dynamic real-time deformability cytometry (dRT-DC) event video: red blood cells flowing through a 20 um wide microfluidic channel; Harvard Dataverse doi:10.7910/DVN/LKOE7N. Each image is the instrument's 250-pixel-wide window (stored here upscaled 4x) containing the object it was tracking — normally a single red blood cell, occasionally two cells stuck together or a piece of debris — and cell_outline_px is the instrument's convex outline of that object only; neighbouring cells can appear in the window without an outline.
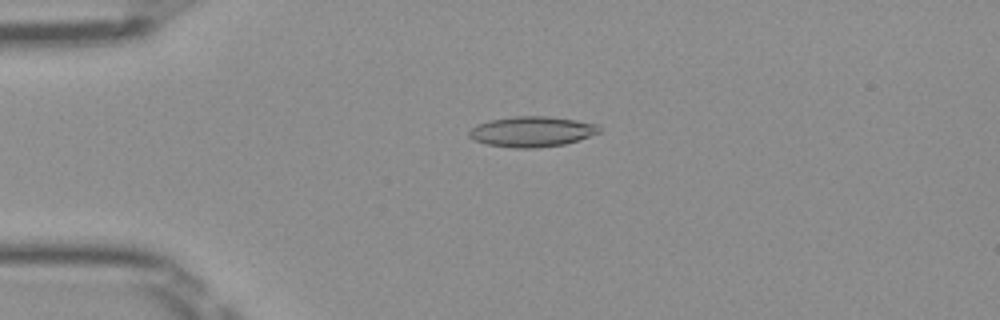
{"species": "Egyptian fruit bat (a non-hibernating species)", "species_latin": "Rousettus aegyptiacus", "temperature_condition": "room temperature", "stored_images_in_passage": 50, "camera_frame_rate_fps": 3000, "um_per_image_px": 0.085, "frame": {"image": 1, "passage_image": 12, "time_ms": 3.667, "image_size_px": [1000, 320], "cell_outline_px": [[600, 132], [580, 140], [564, 144], [536, 148], [512, 148], [488, 144], [476, 140], [468, 136], [468, 132], [476, 124], [492, 120], [516, 116], [548, 116], [576, 120], [600, 124]], "centroid_in_image_um": [45.25, 11.18], "position_along_channel_um": 39.8, "area_um2": 23.06}}
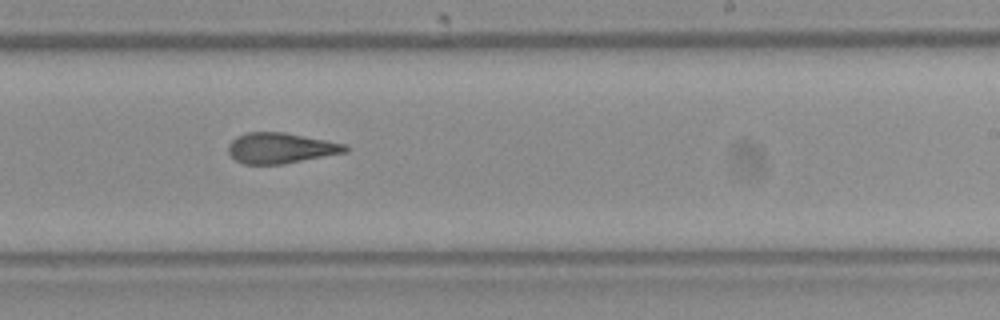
{"frame": {"image": 2, "passage_image": 31, "time_ms": 10.0, "image_size_px": [1000, 320], "cell_outline_px": [[352, 148], [348, 152], [284, 164], [244, 164], [236, 160], [228, 152], [228, 144], [236, 136], [244, 132], [284, 132], [348, 144]], "centroid_in_image_um": [23.9, 12.58], "position_along_channel_um": 265.1, "area_um2": 21.15}}
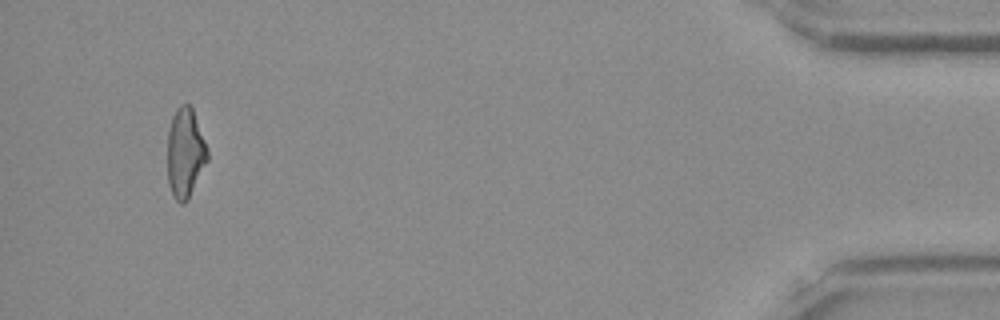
{"frame": {"image": 3, "passage_image": 48, "time_ms": 15.667, "image_size_px": [1000, 320], "cell_outline_px": [[208, 160], [188, 200], [184, 204], [180, 204], [172, 196], [168, 184], [168, 132], [172, 116], [176, 108], [180, 104], [188, 104], [192, 108], [208, 148]], "centroid_in_image_um": [15.74, 13.02], "position_along_channel_um": 419.5, "area_um2": 21.04}, "authors_computed_cell_mechanics": {"area_um2": 21.5594, "velocity_mm_per_s": 4.0329, "shape_relaxation_time_tau1_ms": null, "shape_relaxation_time_tau2_ms": 2.805, "deformation_change_tau1": null, "deformation_change_tau2": 0.121}}